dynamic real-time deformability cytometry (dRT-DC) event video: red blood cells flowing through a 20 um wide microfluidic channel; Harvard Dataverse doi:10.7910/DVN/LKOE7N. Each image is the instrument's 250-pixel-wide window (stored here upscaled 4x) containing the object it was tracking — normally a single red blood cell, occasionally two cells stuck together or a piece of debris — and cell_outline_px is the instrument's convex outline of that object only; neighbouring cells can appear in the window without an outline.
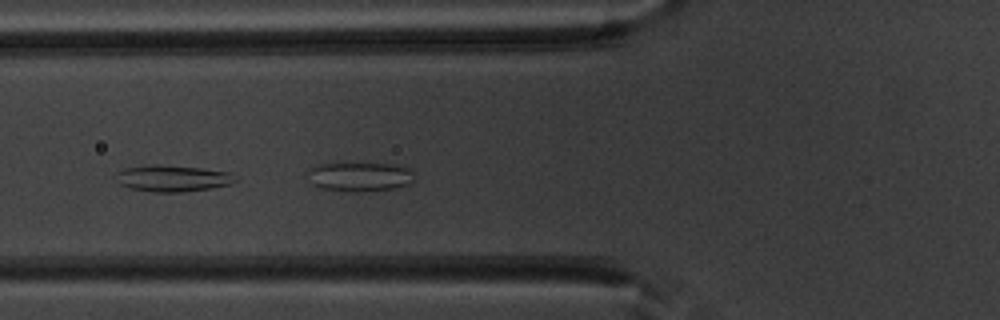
{"species": "common noctule bat (a hibernating species)", "species_latin": "Nyctalus noctula", "temperature_condition": "warm", "stored_images_in_passage": 16, "camera_frame_rate_fps": 3000, "um_per_image_px": 0.085, "animal": {"sex": "male", "body_mass_g": 20.1, "forearm_length_mm": 53.5}, "frame": {"image": 1, "passage_image": 16, "time_ms": 5.0, "image_size_px": [1000, 320], "cell_outline_px": [[412, 180], [408, 184], [396, 188], [356, 192], [324, 188], [312, 184], [308, 172], [312, 168], [320, 164], [392, 164], [412, 168]], "centroid_in_image_um": [30.63, 15.02], "position_along_channel_um": 95.2, "area_um2": 17.69}}